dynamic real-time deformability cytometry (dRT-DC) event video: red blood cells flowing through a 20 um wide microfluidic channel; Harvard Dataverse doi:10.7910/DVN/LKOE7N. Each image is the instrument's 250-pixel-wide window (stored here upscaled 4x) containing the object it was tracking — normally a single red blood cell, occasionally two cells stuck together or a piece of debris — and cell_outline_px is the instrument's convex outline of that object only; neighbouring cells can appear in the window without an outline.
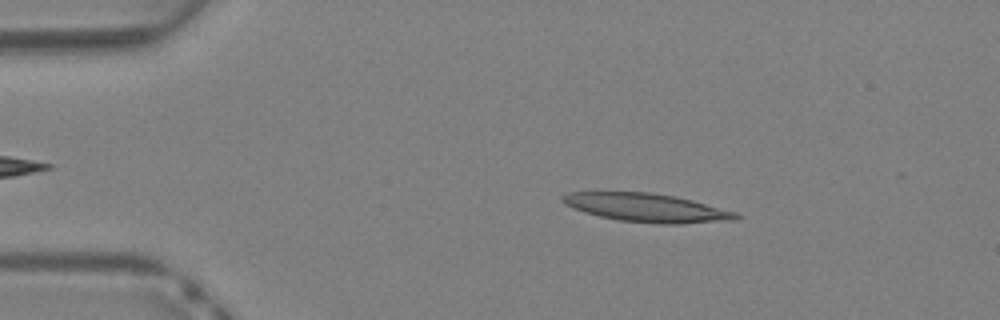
{"species": "Egyptian fruit bat (a non-hibernating species)", "species_latin": "Rousettus aegyptiacus", "temperature_condition": "warm", "stored_images_in_passage": 38, "camera_frame_rate_fps": 3000, "um_per_image_px": 0.085, "animal": {"sex": "female"}, "frame": {"image": 1, "passage_image": 6, "time_ms": 1.667, "image_size_px": [1000, 320], "cell_outline_px": [[744, 216], [732, 220], [680, 224], [660, 224], [620, 220], [600, 216], [584, 212], [564, 204], [560, 200], [560, 196], [568, 192], [652, 192], [692, 200], [736, 212]], "centroid_in_image_um": [54.96, 17.65], "position_along_channel_um": 30.0, "area_um2": 28.73}}
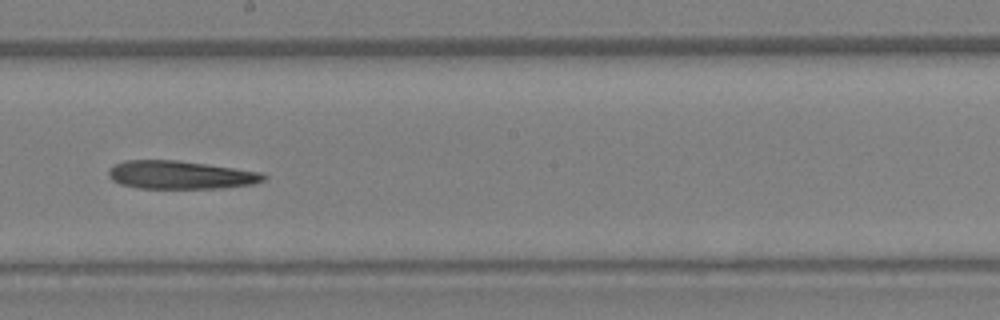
{"frame": {"image": 2, "passage_image": 21, "time_ms": 6.667, "image_size_px": [1000, 320], "cell_outline_px": [[268, 176], [264, 180], [252, 184], [224, 188], [140, 188], [120, 184], [112, 180], [108, 176], [108, 172], [116, 164], [128, 160], [176, 160], [260, 172]], "centroid_in_image_um": [15.34, 14.88], "position_along_channel_um": 232.9, "area_um2": 25.14}}
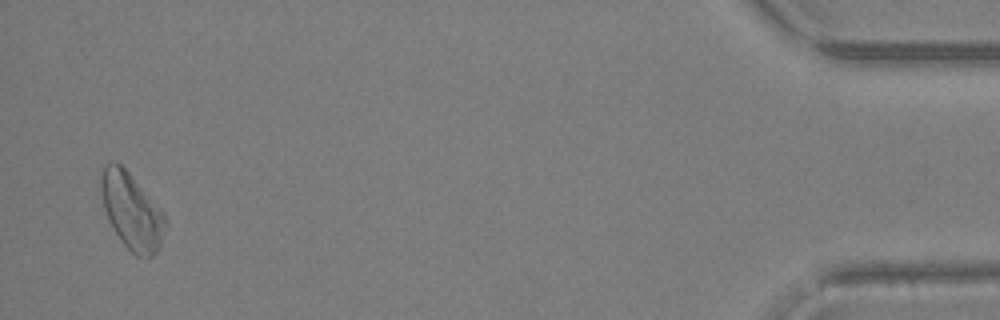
{"frame": {"image": 3, "passage_image": 37, "time_ms": 12.0, "image_size_px": [1000, 320], "cell_outline_px": [[164, 224], [160, 248], [152, 256], [136, 256], [120, 240], [108, 220], [104, 208], [100, 192], [96, 172], [104, 164], [112, 160], [116, 160], [128, 172], [164, 212]], "centroid_in_image_um": [11.1, 17.86], "position_along_channel_um": 424.1, "area_um2": 28.78}}